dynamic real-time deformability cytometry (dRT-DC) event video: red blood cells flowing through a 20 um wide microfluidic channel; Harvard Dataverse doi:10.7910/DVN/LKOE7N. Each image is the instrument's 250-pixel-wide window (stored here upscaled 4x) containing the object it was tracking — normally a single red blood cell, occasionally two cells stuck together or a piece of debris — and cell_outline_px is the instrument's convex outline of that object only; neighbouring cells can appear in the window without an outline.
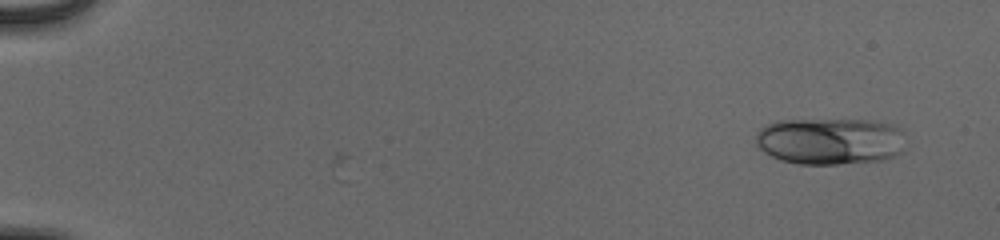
{"species": "human", "species_latin": "Homo sapiens", "temperature_condition": "cold", "stored_images_in_passage": 3, "camera_frame_rate_fps": 3000, "um_per_image_px": 0.085, "donor": {"sex": "male"}, "frame": {"image": 1, "passage_image": 1, "time_ms": 0.0, "image_size_px": [1000, 240], "cell_outline_px": [[904, 152], [884, 160], [836, 164], [800, 164], [780, 160], [756, 148], [756, 132], [764, 124], [780, 120], [868, 120], [888, 124], [900, 128], [904, 132]], "centroid_in_image_um": [70.55, 12.0], "position_along_channel_um": 14.5, "area_um2": 41.38}}